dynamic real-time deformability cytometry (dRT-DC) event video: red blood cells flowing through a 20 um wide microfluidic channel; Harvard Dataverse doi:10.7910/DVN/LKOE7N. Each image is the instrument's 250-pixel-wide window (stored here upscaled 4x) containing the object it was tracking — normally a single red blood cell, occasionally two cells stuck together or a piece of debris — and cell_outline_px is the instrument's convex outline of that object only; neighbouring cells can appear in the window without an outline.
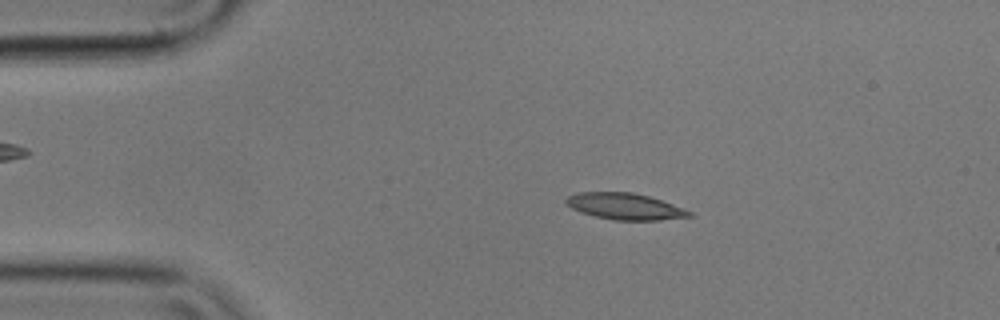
{"species": "common noctule bat (a hibernating species)", "species_latin": "Nyctalus noctula", "temperature_condition": "cold", "stored_images_in_passage": 4, "camera_frame_rate_fps": 3000, "um_per_image_px": 0.085, "animal": {"sex": "male", "body_mass_g": 17.9}, "frame": {"image": 1, "passage_image": 2, "time_ms": 0.333, "image_size_px": [1000, 320], "cell_outline_px": [[692, 216], [660, 220], [616, 220], [596, 216], [580, 212], [572, 208], [564, 200], [568, 196], [576, 192], [632, 192], [648, 196], [684, 208], [692, 212]], "centroid_in_image_um": [53.11, 17.54], "position_along_channel_um": 31.9, "area_um2": 18.79}}